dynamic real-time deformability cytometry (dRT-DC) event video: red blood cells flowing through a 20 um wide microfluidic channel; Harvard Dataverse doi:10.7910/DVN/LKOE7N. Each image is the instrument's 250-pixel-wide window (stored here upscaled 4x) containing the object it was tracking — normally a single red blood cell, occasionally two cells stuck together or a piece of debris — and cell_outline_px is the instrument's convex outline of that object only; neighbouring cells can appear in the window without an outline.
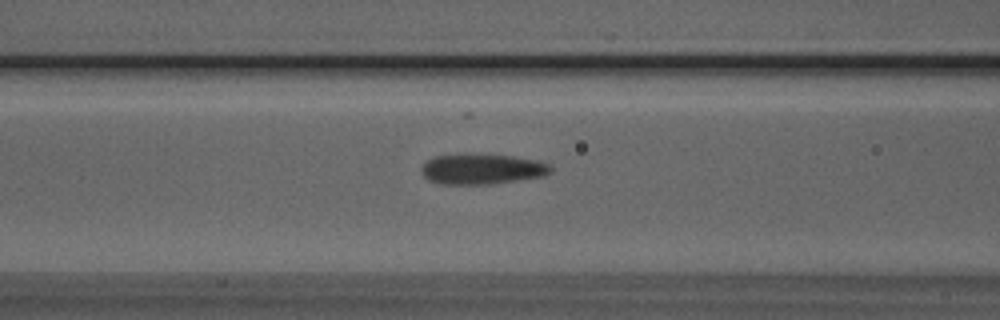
{"species": "Egyptian fruit bat (a non-hibernating species)", "species_latin": "Rousettus aegyptiacus", "temperature_condition": "room temperature", "stored_images_in_passage": 31, "camera_frame_rate_fps": 3000, "um_per_image_px": 0.085, "animal": {"sex": "male"}, "frame": {"image": 1, "passage_image": 5, "time_ms": 1.333, "image_size_px": [1000, 320], "cell_outline_px": [[552, 172], [544, 176], [488, 184], [440, 184], [428, 180], [420, 172], [420, 168], [428, 160], [436, 156], [512, 156], [540, 160], [548, 164], [552, 168]], "centroid_in_image_um": [40.99, 14.4], "position_along_channel_um": 125.6, "area_um2": 22.25}}
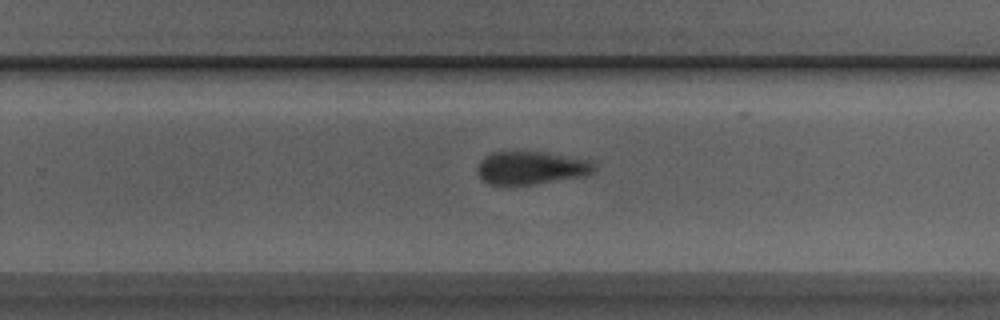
{"frame": {"image": 2, "passage_image": 17, "time_ms": 5.333, "image_size_px": [1000, 320], "cell_outline_px": [[596, 172], [588, 176], [536, 184], [488, 184], [476, 172], [476, 168], [480, 160], [484, 156], [492, 152], [548, 152], [592, 160], [596, 164]], "centroid_in_image_um": [45.23, 14.26], "position_along_channel_um": 284.6, "area_um2": 22.95}}
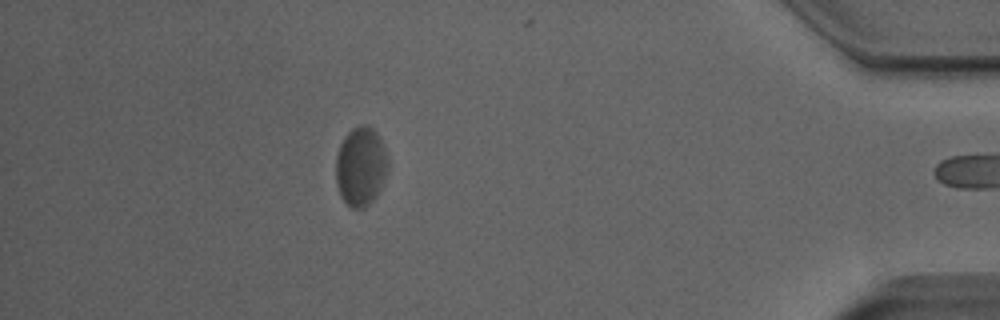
{"frame": {"image": 3, "passage_image": 30, "time_ms": 9.667, "image_size_px": [1000, 320], "cell_outline_px": [[388, 168], [376, 196], [364, 208], [352, 208], [340, 196], [336, 184], [336, 156], [340, 144], [344, 136], [352, 128], [360, 124], [368, 124], [376, 132], [384, 148], [388, 160]], "centroid_in_image_um": [30.64, 14.12], "position_along_channel_um": 404.6, "area_um2": 23.93}}